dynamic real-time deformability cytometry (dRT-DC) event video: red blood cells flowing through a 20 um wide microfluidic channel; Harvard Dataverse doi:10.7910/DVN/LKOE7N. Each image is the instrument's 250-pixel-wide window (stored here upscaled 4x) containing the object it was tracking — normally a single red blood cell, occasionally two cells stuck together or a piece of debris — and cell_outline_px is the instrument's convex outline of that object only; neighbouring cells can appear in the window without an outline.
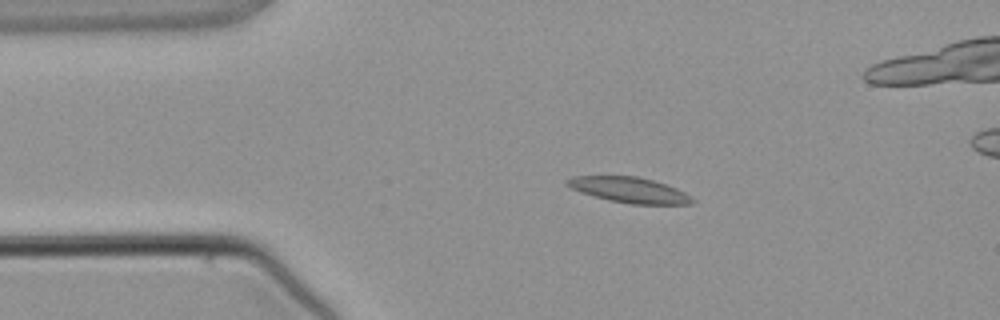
{"species": "common noctule bat (a hibernating species)", "species_latin": "Nyctalus noctula", "temperature_condition": "warm", "stored_images_in_passage": 4, "camera_frame_rate_fps": 3000, "um_per_image_px": 0.085, "animal": {"sex": "male", "body_mass_g": 21.5, "forearm_length_mm": 52.0}, "frame": {"image": 1, "passage_image": 3, "time_ms": 4.333, "image_size_px": [1000, 320], "cell_outline_px": [[696, 200], [692, 204], [632, 204], [608, 200], [580, 192], [564, 184], [564, 180], [572, 176], [636, 176], [652, 180], [676, 188], [684, 192]], "centroid_in_image_um": [53.46, 16.14], "position_along_channel_um": 31.5, "area_um2": 18.55}}